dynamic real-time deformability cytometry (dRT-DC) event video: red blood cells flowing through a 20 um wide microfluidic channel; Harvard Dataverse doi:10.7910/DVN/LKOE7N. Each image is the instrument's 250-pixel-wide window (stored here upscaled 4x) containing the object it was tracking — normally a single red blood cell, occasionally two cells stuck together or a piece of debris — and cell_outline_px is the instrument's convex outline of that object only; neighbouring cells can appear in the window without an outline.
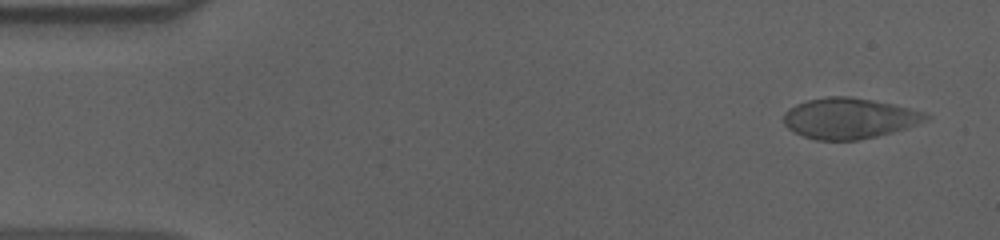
{"species": "human", "species_latin": "Homo sapiens", "temperature_condition": "cold", "stored_images_in_passage": 55, "camera_frame_rate_fps": 3000, "um_per_image_px": 0.085, "donor": {"sex": "male"}, "frame": {"image": 1, "passage_image": 3, "time_ms": 0.667, "image_size_px": [1000, 240], "cell_outline_px": [[932, 116], [928, 120], [908, 128], [876, 136], [856, 140], [816, 140], [804, 136], [788, 128], [784, 124], [784, 112], [788, 108], [796, 104], [808, 100], [828, 96], [848, 96], [872, 100], [892, 104], [924, 112]], "centroid_in_image_um": [72.19, 10.05], "position_along_channel_um": 12.8, "area_um2": 33.64}}
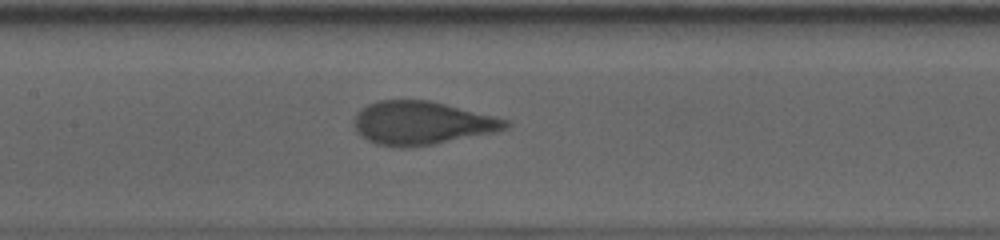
{"frame": {"image": 2, "passage_image": 26, "time_ms": 8.333, "image_size_px": [1000, 240], "cell_outline_px": [[512, 124], [508, 128], [496, 132], [432, 144], [408, 148], [404, 148], [376, 144], [360, 136], [356, 132], [356, 112], [360, 108], [368, 104], [380, 100], [428, 100], [496, 116], [512, 120]], "centroid_in_image_um": [35.89, 10.46], "position_along_channel_um": 171.5, "area_um2": 38.38}}
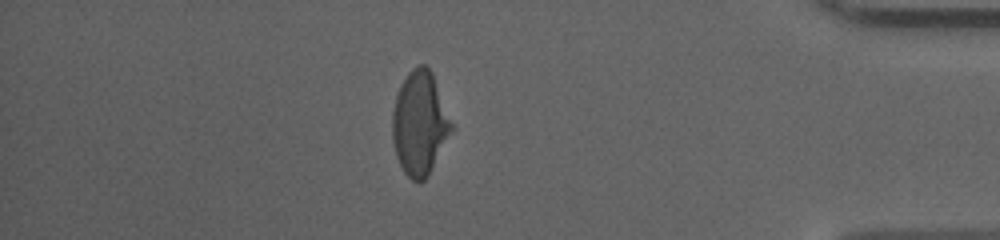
{"frame": {"image": 3, "passage_image": 48, "time_ms": 15.667, "image_size_px": [1000, 240], "cell_outline_px": [[452, 132], [428, 176], [420, 184], [412, 180], [404, 172], [396, 156], [392, 140], [392, 112], [396, 96], [400, 84], [408, 72], [412, 68], [420, 64], [424, 64], [432, 72], [452, 124]], "centroid_in_image_um": [35.65, 10.5], "position_along_channel_um": 399.5, "area_um2": 35.66}, "authors_computed_cell_mechanics": {"area_um2": 37.5122, "velocity_mm_per_s": 3.635, "shape_relaxation_time_tau1_ms": 4.8952, "shape_relaxation_time_tau2_ms": null, "deformation_change_tau1": 0.1607, "deformation_change_tau2": null}}